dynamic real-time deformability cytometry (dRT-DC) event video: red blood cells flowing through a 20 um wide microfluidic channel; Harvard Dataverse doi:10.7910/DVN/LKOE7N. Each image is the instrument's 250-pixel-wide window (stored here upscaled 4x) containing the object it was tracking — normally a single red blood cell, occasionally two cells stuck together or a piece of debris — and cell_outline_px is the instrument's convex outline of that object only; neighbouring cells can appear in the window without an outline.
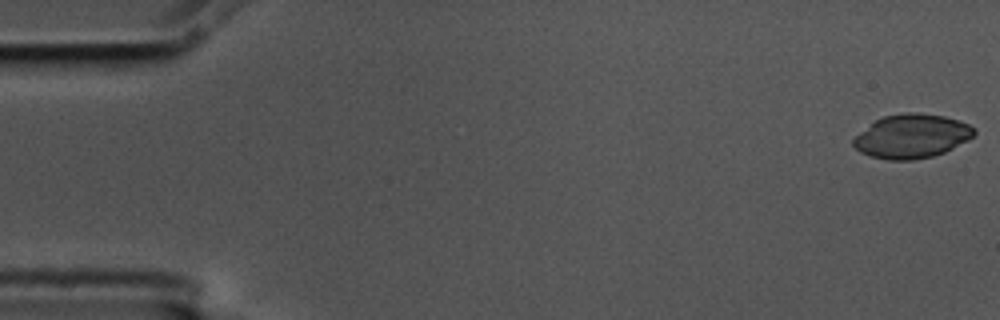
{"species": "common noctule bat (a hibernating species)", "species_latin": "Nyctalus noctula", "temperature_condition": "cold", "stored_images_in_passage": 44, "camera_frame_rate_fps": 3000, "um_per_image_px": 0.085, "animal": {"sex": "male", "body_mass_g": 17.5, "forearm_length_mm": 52.3}, "frame": {"image": 1, "passage_image": 1, "time_ms": 0.0, "image_size_px": [1000, 320], "cell_outline_px": [[976, 132], [968, 140], [944, 152], [932, 156], [912, 160], [888, 160], [868, 156], [860, 152], [852, 144], [852, 140], [860, 132], [876, 120], [884, 116], [904, 112], [916, 112], [944, 116], [960, 120], [976, 128]], "centroid_in_image_um": [77.5, 11.57], "position_along_channel_um": 7.5, "area_um2": 30.92}}
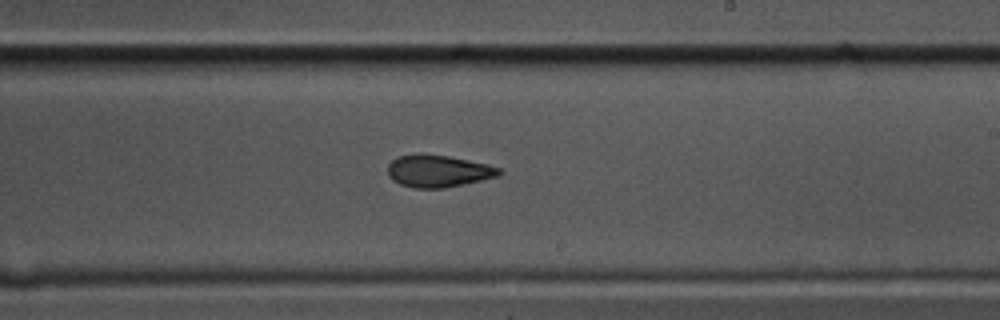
{"frame": {"image": 2, "passage_image": 21, "time_ms": 6.667, "image_size_px": [1000, 320], "cell_outline_px": [[504, 172], [500, 176], [444, 188], [416, 188], [400, 184], [392, 180], [388, 176], [388, 164], [396, 156], [420, 152], [448, 156], [488, 164], [500, 168]], "centroid_in_image_um": [37.23, 14.52], "position_along_channel_um": 251.8, "area_um2": 21.21}}
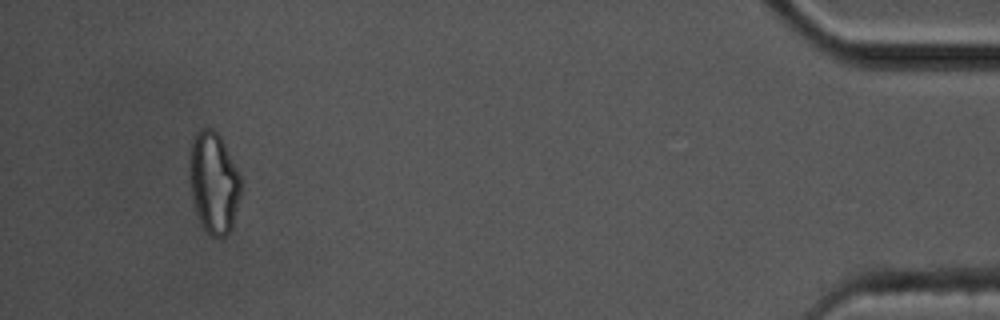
{"frame": {"image": 3, "passage_image": 41, "time_ms": 13.333, "image_size_px": [1000, 320], "cell_outline_px": [[240, 196], [232, 228], [220, 240], [212, 236], [204, 228], [196, 212], [192, 196], [192, 140], [196, 132], [200, 128], [212, 128], [220, 136], [240, 176]], "centroid_in_image_um": [18.2, 15.56], "position_along_channel_um": 417.0, "area_um2": 29.36}, "authors_computed_cell_mechanics": {"area_um2": 21.8195, "velocity_mm_per_s": 3.5644, "shape_relaxation_time_tau1_ms": null, "shape_relaxation_time_tau2_ms": 4.3355, "deformation_change_tau1": null, "deformation_change_tau2": 0.0975}}